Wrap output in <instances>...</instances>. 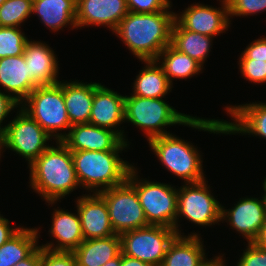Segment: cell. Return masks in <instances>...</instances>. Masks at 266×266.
Segmentation results:
<instances>
[{
	"label": "cell",
	"instance_id": "cell-14",
	"mask_svg": "<svg viewBox=\"0 0 266 266\" xmlns=\"http://www.w3.org/2000/svg\"><path fill=\"white\" fill-rule=\"evenodd\" d=\"M125 96L101 83L94 82V97L89 123L116 132L126 143L124 130L117 129L124 122Z\"/></svg>",
	"mask_w": 266,
	"mask_h": 266
},
{
	"label": "cell",
	"instance_id": "cell-20",
	"mask_svg": "<svg viewBox=\"0 0 266 266\" xmlns=\"http://www.w3.org/2000/svg\"><path fill=\"white\" fill-rule=\"evenodd\" d=\"M53 210L55 211L52 214V225L49 232L57 244L50 241L40 247L52 251L73 252L84 241L78 211L75 214L59 209V207Z\"/></svg>",
	"mask_w": 266,
	"mask_h": 266
},
{
	"label": "cell",
	"instance_id": "cell-27",
	"mask_svg": "<svg viewBox=\"0 0 266 266\" xmlns=\"http://www.w3.org/2000/svg\"><path fill=\"white\" fill-rule=\"evenodd\" d=\"M38 228L21 227L8 241L0 246V266H15L28 258L40 245ZM39 235V236H38Z\"/></svg>",
	"mask_w": 266,
	"mask_h": 266
},
{
	"label": "cell",
	"instance_id": "cell-22",
	"mask_svg": "<svg viewBox=\"0 0 266 266\" xmlns=\"http://www.w3.org/2000/svg\"><path fill=\"white\" fill-rule=\"evenodd\" d=\"M197 233L176 235L169 244L161 266H201L208 258Z\"/></svg>",
	"mask_w": 266,
	"mask_h": 266
},
{
	"label": "cell",
	"instance_id": "cell-11",
	"mask_svg": "<svg viewBox=\"0 0 266 266\" xmlns=\"http://www.w3.org/2000/svg\"><path fill=\"white\" fill-rule=\"evenodd\" d=\"M106 202L115 234L148 226L135 187L126 180L98 193Z\"/></svg>",
	"mask_w": 266,
	"mask_h": 266
},
{
	"label": "cell",
	"instance_id": "cell-35",
	"mask_svg": "<svg viewBox=\"0 0 266 266\" xmlns=\"http://www.w3.org/2000/svg\"><path fill=\"white\" fill-rule=\"evenodd\" d=\"M130 12L154 13L171 9V0H126Z\"/></svg>",
	"mask_w": 266,
	"mask_h": 266
},
{
	"label": "cell",
	"instance_id": "cell-43",
	"mask_svg": "<svg viewBox=\"0 0 266 266\" xmlns=\"http://www.w3.org/2000/svg\"><path fill=\"white\" fill-rule=\"evenodd\" d=\"M223 255H217L214 256L213 259L211 258L210 260H206L201 266H227L225 259H223Z\"/></svg>",
	"mask_w": 266,
	"mask_h": 266
},
{
	"label": "cell",
	"instance_id": "cell-21",
	"mask_svg": "<svg viewBox=\"0 0 266 266\" xmlns=\"http://www.w3.org/2000/svg\"><path fill=\"white\" fill-rule=\"evenodd\" d=\"M0 86L19 104L36 88L23 55L0 59Z\"/></svg>",
	"mask_w": 266,
	"mask_h": 266
},
{
	"label": "cell",
	"instance_id": "cell-25",
	"mask_svg": "<svg viewBox=\"0 0 266 266\" xmlns=\"http://www.w3.org/2000/svg\"><path fill=\"white\" fill-rule=\"evenodd\" d=\"M73 253L77 266H102L121 253L120 235L84 240Z\"/></svg>",
	"mask_w": 266,
	"mask_h": 266
},
{
	"label": "cell",
	"instance_id": "cell-44",
	"mask_svg": "<svg viewBox=\"0 0 266 266\" xmlns=\"http://www.w3.org/2000/svg\"><path fill=\"white\" fill-rule=\"evenodd\" d=\"M102 266H121V253L117 257L109 260Z\"/></svg>",
	"mask_w": 266,
	"mask_h": 266
},
{
	"label": "cell",
	"instance_id": "cell-29",
	"mask_svg": "<svg viewBox=\"0 0 266 266\" xmlns=\"http://www.w3.org/2000/svg\"><path fill=\"white\" fill-rule=\"evenodd\" d=\"M156 61L162 63L164 73L172 85L175 78L182 80L191 78L202 72L204 68L199 62L187 54L179 52L171 44L160 52Z\"/></svg>",
	"mask_w": 266,
	"mask_h": 266
},
{
	"label": "cell",
	"instance_id": "cell-24",
	"mask_svg": "<svg viewBox=\"0 0 266 266\" xmlns=\"http://www.w3.org/2000/svg\"><path fill=\"white\" fill-rule=\"evenodd\" d=\"M32 14H37L49 30L58 32L65 26L76 25V0H33Z\"/></svg>",
	"mask_w": 266,
	"mask_h": 266
},
{
	"label": "cell",
	"instance_id": "cell-15",
	"mask_svg": "<svg viewBox=\"0 0 266 266\" xmlns=\"http://www.w3.org/2000/svg\"><path fill=\"white\" fill-rule=\"evenodd\" d=\"M128 12L126 0H76L77 29L95 25L114 32Z\"/></svg>",
	"mask_w": 266,
	"mask_h": 266
},
{
	"label": "cell",
	"instance_id": "cell-42",
	"mask_svg": "<svg viewBox=\"0 0 266 266\" xmlns=\"http://www.w3.org/2000/svg\"><path fill=\"white\" fill-rule=\"evenodd\" d=\"M252 243H254L257 247L266 249V217L264 225L261 227V230Z\"/></svg>",
	"mask_w": 266,
	"mask_h": 266
},
{
	"label": "cell",
	"instance_id": "cell-33",
	"mask_svg": "<svg viewBox=\"0 0 266 266\" xmlns=\"http://www.w3.org/2000/svg\"><path fill=\"white\" fill-rule=\"evenodd\" d=\"M241 76L255 84L266 83V61L254 59H239Z\"/></svg>",
	"mask_w": 266,
	"mask_h": 266
},
{
	"label": "cell",
	"instance_id": "cell-36",
	"mask_svg": "<svg viewBox=\"0 0 266 266\" xmlns=\"http://www.w3.org/2000/svg\"><path fill=\"white\" fill-rule=\"evenodd\" d=\"M247 244L236 266H266V249L252 242Z\"/></svg>",
	"mask_w": 266,
	"mask_h": 266
},
{
	"label": "cell",
	"instance_id": "cell-10",
	"mask_svg": "<svg viewBox=\"0 0 266 266\" xmlns=\"http://www.w3.org/2000/svg\"><path fill=\"white\" fill-rule=\"evenodd\" d=\"M176 235L175 229L158 225L129 230L120 234L121 253L152 266H161Z\"/></svg>",
	"mask_w": 266,
	"mask_h": 266
},
{
	"label": "cell",
	"instance_id": "cell-26",
	"mask_svg": "<svg viewBox=\"0 0 266 266\" xmlns=\"http://www.w3.org/2000/svg\"><path fill=\"white\" fill-rule=\"evenodd\" d=\"M145 67L136 76L132 94L144 98H164L171 92L173 85L169 82L160 63L156 60H142Z\"/></svg>",
	"mask_w": 266,
	"mask_h": 266
},
{
	"label": "cell",
	"instance_id": "cell-34",
	"mask_svg": "<svg viewBox=\"0 0 266 266\" xmlns=\"http://www.w3.org/2000/svg\"><path fill=\"white\" fill-rule=\"evenodd\" d=\"M41 266H77L73 252L52 251L41 247Z\"/></svg>",
	"mask_w": 266,
	"mask_h": 266
},
{
	"label": "cell",
	"instance_id": "cell-47",
	"mask_svg": "<svg viewBox=\"0 0 266 266\" xmlns=\"http://www.w3.org/2000/svg\"><path fill=\"white\" fill-rule=\"evenodd\" d=\"M6 0H0V6L5 2Z\"/></svg>",
	"mask_w": 266,
	"mask_h": 266
},
{
	"label": "cell",
	"instance_id": "cell-16",
	"mask_svg": "<svg viewBox=\"0 0 266 266\" xmlns=\"http://www.w3.org/2000/svg\"><path fill=\"white\" fill-rule=\"evenodd\" d=\"M232 209L222 206L221 220L229 222L233 230L251 243L257 237L265 221V210L262 199L254 197L240 198Z\"/></svg>",
	"mask_w": 266,
	"mask_h": 266
},
{
	"label": "cell",
	"instance_id": "cell-32",
	"mask_svg": "<svg viewBox=\"0 0 266 266\" xmlns=\"http://www.w3.org/2000/svg\"><path fill=\"white\" fill-rule=\"evenodd\" d=\"M229 20L232 16L256 15L266 11V0H227Z\"/></svg>",
	"mask_w": 266,
	"mask_h": 266
},
{
	"label": "cell",
	"instance_id": "cell-1",
	"mask_svg": "<svg viewBox=\"0 0 266 266\" xmlns=\"http://www.w3.org/2000/svg\"><path fill=\"white\" fill-rule=\"evenodd\" d=\"M124 122L136 125L146 135L147 140L170 134L165 127L170 125H185L198 131L225 135L223 120L197 118L181 112L170 106L162 98H144L125 95ZM164 128V129H163Z\"/></svg>",
	"mask_w": 266,
	"mask_h": 266
},
{
	"label": "cell",
	"instance_id": "cell-12",
	"mask_svg": "<svg viewBox=\"0 0 266 266\" xmlns=\"http://www.w3.org/2000/svg\"><path fill=\"white\" fill-rule=\"evenodd\" d=\"M221 7L204 4H191L181 14L175 15V20L186 30L200 33L209 37H216L228 31L230 26L228 3L220 0Z\"/></svg>",
	"mask_w": 266,
	"mask_h": 266
},
{
	"label": "cell",
	"instance_id": "cell-5",
	"mask_svg": "<svg viewBox=\"0 0 266 266\" xmlns=\"http://www.w3.org/2000/svg\"><path fill=\"white\" fill-rule=\"evenodd\" d=\"M20 107L53 137V140L61 141L64 138L62 130L69 132L72 126L63 97V81L37 86Z\"/></svg>",
	"mask_w": 266,
	"mask_h": 266
},
{
	"label": "cell",
	"instance_id": "cell-30",
	"mask_svg": "<svg viewBox=\"0 0 266 266\" xmlns=\"http://www.w3.org/2000/svg\"><path fill=\"white\" fill-rule=\"evenodd\" d=\"M33 0H6L0 6V26L18 27L32 14Z\"/></svg>",
	"mask_w": 266,
	"mask_h": 266
},
{
	"label": "cell",
	"instance_id": "cell-46",
	"mask_svg": "<svg viewBox=\"0 0 266 266\" xmlns=\"http://www.w3.org/2000/svg\"><path fill=\"white\" fill-rule=\"evenodd\" d=\"M1 152L3 154V150H2V138H1V135H0V158H1Z\"/></svg>",
	"mask_w": 266,
	"mask_h": 266
},
{
	"label": "cell",
	"instance_id": "cell-7",
	"mask_svg": "<svg viewBox=\"0 0 266 266\" xmlns=\"http://www.w3.org/2000/svg\"><path fill=\"white\" fill-rule=\"evenodd\" d=\"M137 170L133 166L127 180L135 187L148 224L175 229L178 188L172 184L140 179Z\"/></svg>",
	"mask_w": 266,
	"mask_h": 266
},
{
	"label": "cell",
	"instance_id": "cell-31",
	"mask_svg": "<svg viewBox=\"0 0 266 266\" xmlns=\"http://www.w3.org/2000/svg\"><path fill=\"white\" fill-rule=\"evenodd\" d=\"M28 40L21 28L0 26V59L23 55Z\"/></svg>",
	"mask_w": 266,
	"mask_h": 266
},
{
	"label": "cell",
	"instance_id": "cell-28",
	"mask_svg": "<svg viewBox=\"0 0 266 266\" xmlns=\"http://www.w3.org/2000/svg\"><path fill=\"white\" fill-rule=\"evenodd\" d=\"M213 38L186 30L175 20L172 27L171 45L203 66L209 57Z\"/></svg>",
	"mask_w": 266,
	"mask_h": 266
},
{
	"label": "cell",
	"instance_id": "cell-19",
	"mask_svg": "<svg viewBox=\"0 0 266 266\" xmlns=\"http://www.w3.org/2000/svg\"><path fill=\"white\" fill-rule=\"evenodd\" d=\"M225 108L233 118V122L224 120L225 135L241 133L266 139V103L252 102Z\"/></svg>",
	"mask_w": 266,
	"mask_h": 266
},
{
	"label": "cell",
	"instance_id": "cell-41",
	"mask_svg": "<svg viewBox=\"0 0 266 266\" xmlns=\"http://www.w3.org/2000/svg\"><path fill=\"white\" fill-rule=\"evenodd\" d=\"M121 266H152V265L140 261L139 259L128 257L121 253Z\"/></svg>",
	"mask_w": 266,
	"mask_h": 266
},
{
	"label": "cell",
	"instance_id": "cell-6",
	"mask_svg": "<svg viewBox=\"0 0 266 266\" xmlns=\"http://www.w3.org/2000/svg\"><path fill=\"white\" fill-rule=\"evenodd\" d=\"M151 151L162 166L183 183H196L206 179L203 170V158L198 149L189 141L170 133L149 140Z\"/></svg>",
	"mask_w": 266,
	"mask_h": 266
},
{
	"label": "cell",
	"instance_id": "cell-3",
	"mask_svg": "<svg viewBox=\"0 0 266 266\" xmlns=\"http://www.w3.org/2000/svg\"><path fill=\"white\" fill-rule=\"evenodd\" d=\"M31 165H29L31 189L48 205H54L80 187L71 151L55 141Z\"/></svg>",
	"mask_w": 266,
	"mask_h": 266
},
{
	"label": "cell",
	"instance_id": "cell-2",
	"mask_svg": "<svg viewBox=\"0 0 266 266\" xmlns=\"http://www.w3.org/2000/svg\"><path fill=\"white\" fill-rule=\"evenodd\" d=\"M176 12L128 14L113 33L122 39L128 50L142 60H156L160 52L171 44Z\"/></svg>",
	"mask_w": 266,
	"mask_h": 266
},
{
	"label": "cell",
	"instance_id": "cell-17",
	"mask_svg": "<svg viewBox=\"0 0 266 266\" xmlns=\"http://www.w3.org/2000/svg\"><path fill=\"white\" fill-rule=\"evenodd\" d=\"M76 200L84 240L115 235L107 204L98 193L83 194Z\"/></svg>",
	"mask_w": 266,
	"mask_h": 266
},
{
	"label": "cell",
	"instance_id": "cell-45",
	"mask_svg": "<svg viewBox=\"0 0 266 266\" xmlns=\"http://www.w3.org/2000/svg\"><path fill=\"white\" fill-rule=\"evenodd\" d=\"M262 187H263V190H264L265 193L262 195L261 198H262V201H263V206H264V210H265V214H266V177L264 179Z\"/></svg>",
	"mask_w": 266,
	"mask_h": 266
},
{
	"label": "cell",
	"instance_id": "cell-4",
	"mask_svg": "<svg viewBox=\"0 0 266 266\" xmlns=\"http://www.w3.org/2000/svg\"><path fill=\"white\" fill-rule=\"evenodd\" d=\"M122 151H71L80 187L99 193L125 182L133 165L120 157Z\"/></svg>",
	"mask_w": 266,
	"mask_h": 266
},
{
	"label": "cell",
	"instance_id": "cell-39",
	"mask_svg": "<svg viewBox=\"0 0 266 266\" xmlns=\"http://www.w3.org/2000/svg\"><path fill=\"white\" fill-rule=\"evenodd\" d=\"M20 229V226H17L16 228L10 226V221L0 214V246H2L6 241H8Z\"/></svg>",
	"mask_w": 266,
	"mask_h": 266
},
{
	"label": "cell",
	"instance_id": "cell-23",
	"mask_svg": "<svg viewBox=\"0 0 266 266\" xmlns=\"http://www.w3.org/2000/svg\"><path fill=\"white\" fill-rule=\"evenodd\" d=\"M63 97L71 125L89 123L94 97V82L63 80Z\"/></svg>",
	"mask_w": 266,
	"mask_h": 266
},
{
	"label": "cell",
	"instance_id": "cell-37",
	"mask_svg": "<svg viewBox=\"0 0 266 266\" xmlns=\"http://www.w3.org/2000/svg\"><path fill=\"white\" fill-rule=\"evenodd\" d=\"M239 59L266 61V37L255 39L246 46Z\"/></svg>",
	"mask_w": 266,
	"mask_h": 266
},
{
	"label": "cell",
	"instance_id": "cell-8",
	"mask_svg": "<svg viewBox=\"0 0 266 266\" xmlns=\"http://www.w3.org/2000/svg\"><path fill=\"white\" fill-rule=\"evenodd\" d=\"M1 134L2 150L10 149L21 155L31 165L46 149V142L53 139L28 113L18 108L16 117L9 121Z\"/></svg>",
	"mask_w": 266,
	"mask_h": 266
},
{
	"label": "cell",
	"instance_id": "cell-40",
	"mask_svg": "<svg viewBox=\"0 0 266 266\" xmlns=\"http://www.w3.org/2000/svg\"><path fill=\"white\" fill-rule=\"evenodd\" d=\"M15 266H41V247L39 246L28 258L20 261Z\"/></svg>",
	"mask_w": 266,
	"mask_h": 266
},
{
	"label": "cell",
	"instance_id": "cell-9",
	"mask_svg": "<svg viewBox=\"0 0 266 266\" xmlns=\"http://www.w3.org/2000/svg\"><path fill=\"white\" fill-rule=\"evenodd\" d=\"M206 179L196 183H184L178 188L177 220L175 231L177 235H184L179 231V218L184 216L191 223L199 226H211L221 220L222 205L211 194Z\"/></svg>",
	"mask_w": 266,
	"mask_h": 266
},
{
	"label": "cell",
	"instance_id": "cell-13",
	"mask_svg": "<svg viewBox=\"0 0 266 266\" xmlns=\"http://www.w3.org/2000/svg\"><path fill=\"white\" fill-rule=\"evenodd\" d=\"M61 142L70 151L125 150L130 145L113 130L90 123L72 125Z\"/></svg>",
	"mask_w": 266,
	"mask_h": 266
},
{
	"label": "cell",
	"instance_id": "cell-18",
	"mask_svg": "<svg viewBox=\"0 0 266 266\" xmlns=\"http://www.w3.org/2000/svg\"><path fill=\"white\" fill-rule=\"evenodd\" d=\"M29 69V79L37 86L58 83V57L45 42L28 40L23 53ZM57 57V58H56Z\"/></svg>",
	"mask_w": 266,
	"mask_h": 266
},
{
	"label": "cell",
	"instance_id": "cell-38",
	"mask_svg": "<svg viewBox=\"0 0 266 266\" xmlns=\"http://www.w3.org/2000/svg\"><path fill=\"white\" fill-rule=\"evenodd\" d=\"M0 90V135L4 132L5 126H2L3 120L8 117L9 113L17 108L20 104L17 103L10 95ZM2 126V127H1Z\"/></svg>",
	"mask_w": 266,
	"mask_h": 266
}]
</instances>
